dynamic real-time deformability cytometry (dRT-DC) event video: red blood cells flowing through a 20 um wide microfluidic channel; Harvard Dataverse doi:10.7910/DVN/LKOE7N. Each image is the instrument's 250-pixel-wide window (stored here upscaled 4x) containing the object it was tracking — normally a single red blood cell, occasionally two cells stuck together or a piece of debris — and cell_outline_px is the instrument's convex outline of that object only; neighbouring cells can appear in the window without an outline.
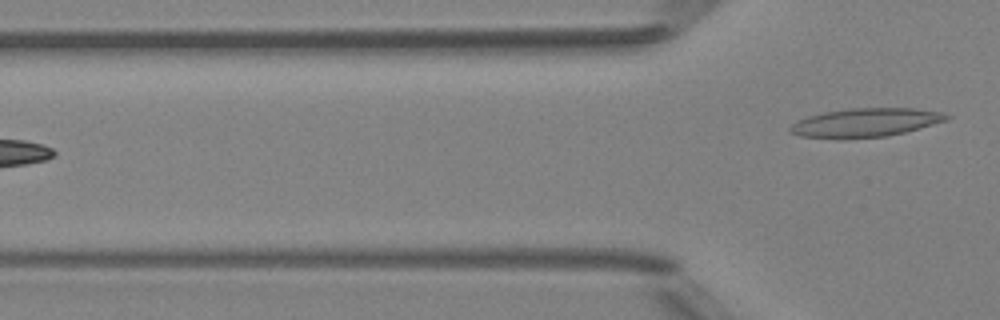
{"species": "Egyptian fruit bat (a non-hibernating species)", "species_latin": "Rousettus aegyptiacus", "temperature_condition": "room temperature", "stored_images_in_passage": 5, "camera_frame_rate_fps": 3000, "um_per_image_px": 0.085, "animal": {"sex": "female"}, "frame": {"image": 1, "passage_image": 5, "time_ms": 5.667, "image_size_px": [1000, 320], "cell_outline_px": [[952, 116], [948, 120], [920, 128], [904, 132], [884, 136], [844, 140], [836, 140], [800, 136], [792, 132], [788, 128], [796, 120], [808, 116], [824, 112], [848, 108], [912, 108], [944, 112]], "centroid_in_image_um": [73.54, 10.43], "position_along_channel_um": 52.3, "area_um2": 26.65}}